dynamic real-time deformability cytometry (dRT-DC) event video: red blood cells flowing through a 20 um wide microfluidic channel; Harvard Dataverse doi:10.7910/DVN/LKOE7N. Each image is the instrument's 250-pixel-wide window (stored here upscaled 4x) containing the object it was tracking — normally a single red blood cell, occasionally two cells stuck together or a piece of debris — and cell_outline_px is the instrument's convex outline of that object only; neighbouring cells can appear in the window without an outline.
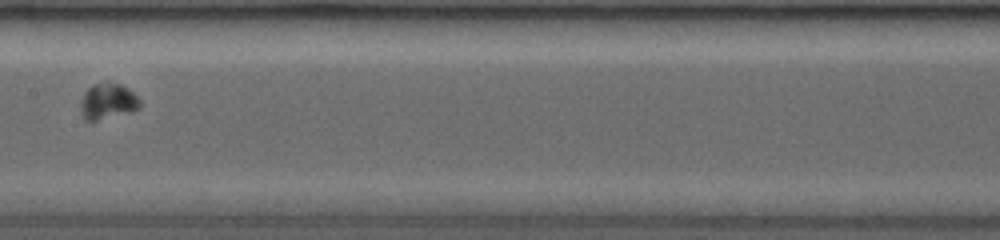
{"species": "common noctule bat (a hibernating species)", "species_latin": "Nyctalus noctula", "temperature_condition": "room temperature", "stored_images_in_passage": 33, "camera_frame_rate_fps": 3500, "um_per_image_px": 0.085, "animal": {"sex": "female", "body_mass_g": 19.0, "forearm_length_mm": 53.3}, "frame": {"image": 1, "passage_image": 6, "time_ms": 3.143, "image_size_px": [1000, 240], "cell_outline_px": [[140, 108], [96, 120], [88, 120], [84, 116], [84, 92], [88, 88], [104, 80], [120, 84], [132, 92], [140, 100]], "centroid_in_image_um": [9.22, 8.55], "position_along_channel_um": 198.2, "area_um2": 11.62}}
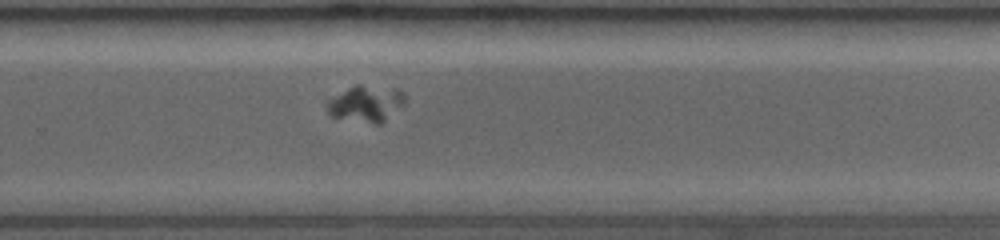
{"frame": {"image": 2, "passage_image": 14, "time_ms": 5.714, "image_size_px": [1000, 240], "cell_outline_px": [[404, 104], [380, 124], [376, 124], [332, 116], [328, 112], [328, 100], [348, 88], [356, 84], [360, 84], [400, 88], [404, 92]], "centroid_in_image_um": [31.16, 8.77], "position_along_channel_um": 298.6, "area_um2": 16.36}}
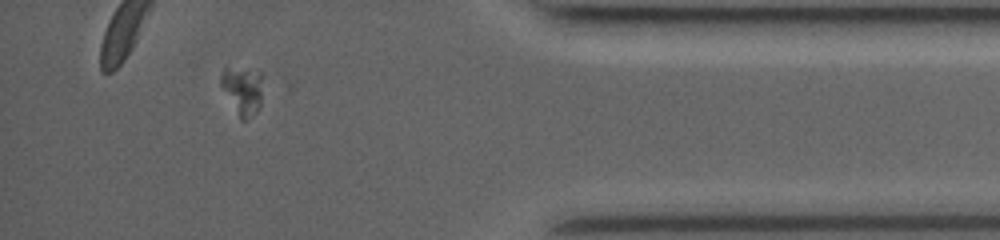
{"frame": {"image": 3, "passage_image": 27, "time_ms": 9.143, "image_size_px": [1000, 240], "cell_outline_px": [[268, 76], [260, 108], [248, 120], [240, 120], [220, 84], [220, 76], [224, 68], [264, 72]], "centroid_in_image_um": [20.74, 7.69], "position_along_channel_um": 414.5, "area_um2": 12.43}}